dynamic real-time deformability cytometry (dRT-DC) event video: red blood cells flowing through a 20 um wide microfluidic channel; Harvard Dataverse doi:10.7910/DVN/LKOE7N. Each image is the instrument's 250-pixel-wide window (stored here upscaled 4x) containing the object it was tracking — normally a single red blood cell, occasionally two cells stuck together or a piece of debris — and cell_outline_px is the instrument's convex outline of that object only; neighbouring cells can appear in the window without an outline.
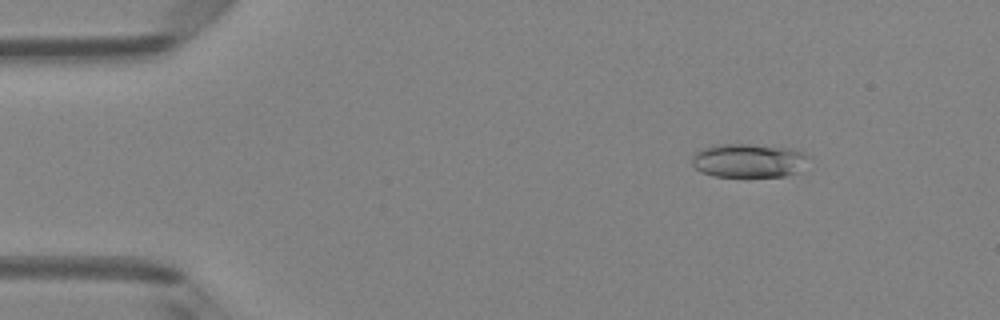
{"species": "Egyptian fruit bat (a non-hibernating species)", "species_latin": "Rousettus aegyptiacus", "temperature_condition": "room temperature", "stored_images_in_passage": 49, "camera_frame_rate_fps": 3000, "um_per_image_px": 0.085, "animal": {"sex": "female"}, "frame": {"image": 1, "passage_image": 7, "time_ms": 2.0, "image_size_px": [1000, 320], "cell_outline_px": [[808, 156], [796, 172], [784, 176], [712, 176], [700, 172], [692, 164], [692, 156], [700, 148], [712, 144], [748, 144], [788, 148], [804, 152]], "centroid_in_image_um": [63.53, 13.63], "position_along_channel_um": 21.5, "area_um2": 22.77}}
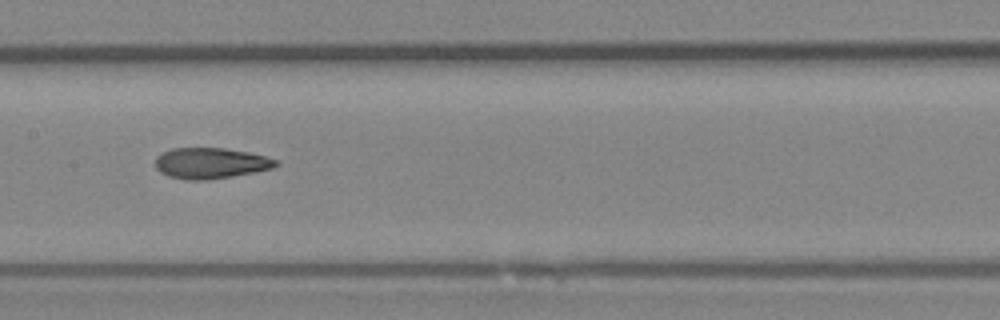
{"frame": {"image": 2, "passage_image": 25, "time_ms": 8.0, "image_size_px": [1000, 320], "cell_outline_px": [[280, 164], [272, 168], [256, 172], [208, 180], [184, 180], [168, 176], [160, 172], [156, 168], [156, 156], [172, 148], [224, 148], [248, 152], [280, 160]], "centroid_in_image_um": [17.92, 13.88], "position_along_channel_um": 189.5, "area_um2": 21.79}}
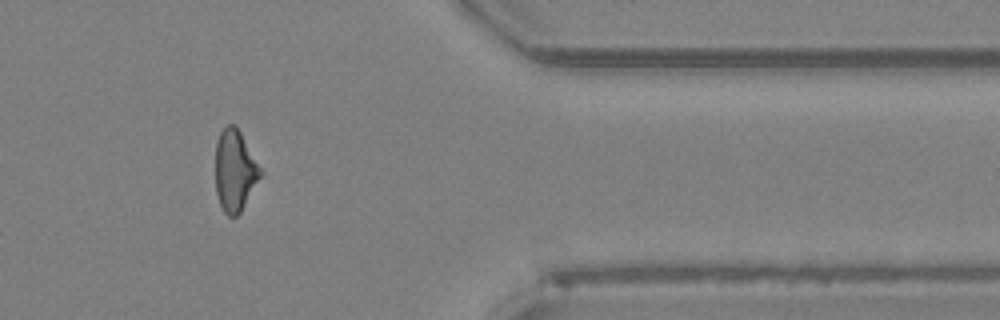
{"frame": {"image": 3, "passage_image": 41, "time_ms": 13.333, "image_size_px": [1000, 320], "cell_outline_px": [[264, 172], [240, 212], [236, 216], [228, 216], [224, 212], [220, 204], [216, 192], [216, 144], [220, 132], [228, 124], [232, 124], [240, 132]], "centroid_in_image_um": [19.98, 14.51], "position_along_channel_um": 391.4, "area_um2": 21.15}, "authors_computed_cell_mechanics": {"area_um2": 22.0218, "velocity_mm_per_s": 4.1779, "shape_relaxation_time_tau1_ms": null, "shape_relaxation_time_tau2_ms": 2.3536, "deformation_change_tau1": null, "deformation_change_tau2": 0.1053}}